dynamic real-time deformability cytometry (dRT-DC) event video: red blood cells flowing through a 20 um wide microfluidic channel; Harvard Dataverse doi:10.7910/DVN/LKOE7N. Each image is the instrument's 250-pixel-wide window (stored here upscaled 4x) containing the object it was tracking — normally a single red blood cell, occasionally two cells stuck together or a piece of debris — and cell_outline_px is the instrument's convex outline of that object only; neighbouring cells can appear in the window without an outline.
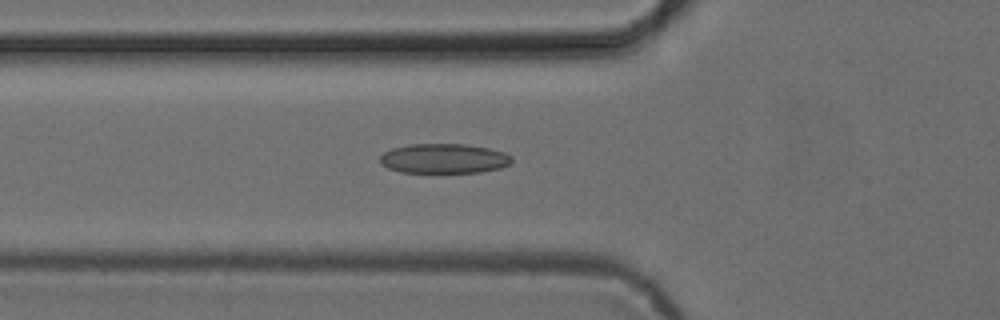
{"species": "common noctule bat (a hibernating species)", "species_latin": "Nyctalus noctula", "temperature_condition": "cold", "stored_images_in_passage": 40, "camera_frame_rate_fps": 3000, "um_per_image_px": 0.085, "animal": {"sex": "female", "body_mass_g": 24.6, "forearm_length_mm": 56.2}, "frame": {"image": 1, "passage_image": 9, "time_ms": 2.667, "image_size_px": [1000, 320], "cell_outline_px": [[512, 160], [508, 164], [500, 168], [480, 172], [400, 172], [388, 168], [380, 164], [380, 156], [384, 152], [392, 148], [412, 144], [464, 144], [488, 148], [504, 152], [512, 156]], "centroid_in_image_um": [37.72, 13.47], "position_along_channel_um": 88.1, "area_um2": 22.72}}
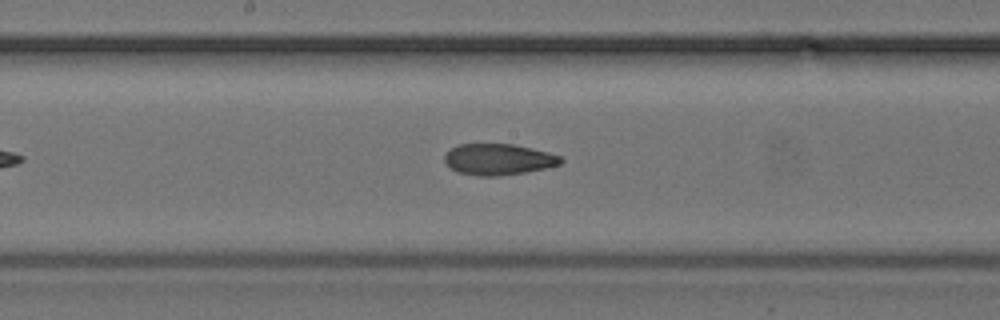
{"frame": {"image": 2, "passage_image": 18, "time_ms": 5.667, "image_size_px": [1000, 320], "cell_outline_px": [[564, 160], [560, 164], [544, 168], [524, 172], [500, 176], [476, 176], [456, 172], [448, 168], [444, 160], [444, 156], [456, 144], [512, 144], [532, 148], [548, 152], [560, 156]], "centroid_in_image_um": [42.32, 13.55], "position_along_channel_um": 205.9, "area_um2": 21.21}}
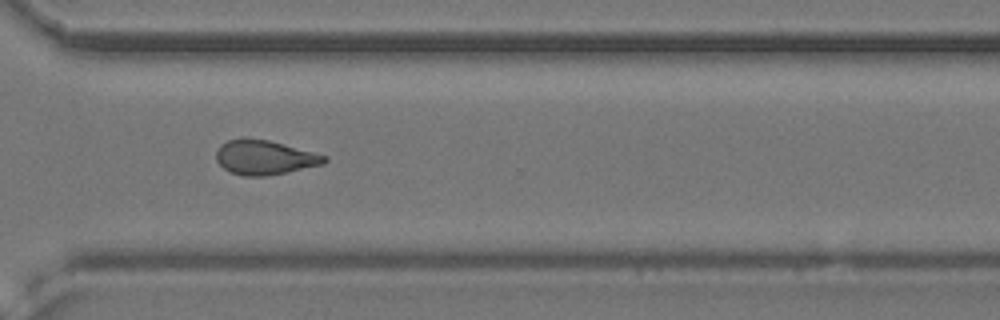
{"frame": {"image": 3, "passage_image": 29, "time_ms": 9.333, "image_size_px": [1000, 320], "cell_outline_px": [[328, 160], [324, 164], [288, 172], [268, 176], [244, 176], [232, 172], [224, 168], [216, 160], [216, 152], [220, 144], [228, 140], [244, 136], [268, 140], [284, 144], [328, 156]], "centroid_in_image_um": [22.49, 13.37], "position_along_channel_um": 348.1, "area_um2": 21.96}, "authors_computed_cell_mechanics": {"area_um2": 21.675, "velocity_mm_per_s": 3.9042, "shape_relaxation_time_tau1_ms": 9.3066, "shape_relaxation_time_tau2_ms": 3.8017, "deformation_change_tau1": 0.1973, "deformation_change_tau2": 0.1162}}